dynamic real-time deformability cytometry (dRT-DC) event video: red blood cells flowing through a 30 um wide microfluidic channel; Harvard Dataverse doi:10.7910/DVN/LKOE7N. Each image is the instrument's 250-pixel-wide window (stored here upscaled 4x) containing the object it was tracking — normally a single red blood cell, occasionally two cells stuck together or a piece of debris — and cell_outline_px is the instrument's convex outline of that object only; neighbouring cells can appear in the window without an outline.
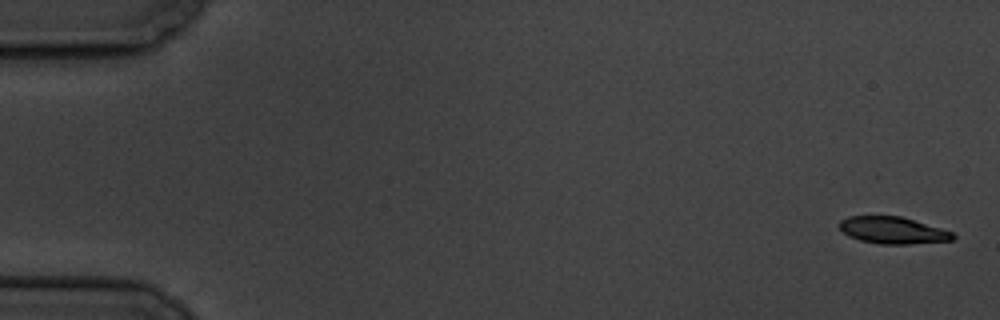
{"species": "common noctule bat (a hibernating species)", "species_latin": "Nyctalus noctula", "temperature_condition": "cold", "stored_images_in_passage": 6, "camera_frame_rate_fps": 3000, "um_per_image_px": 0.085, "animal": {"sex": "male", "body_mass_g": 19.5, "forearm_length_mm": 54.6}, "frame": {"image": 1, "passage_image": 1, "time_ms": 0.0, "image_size_px": [1000, 320], "cell_outline_px": [[956, 236], [952, 240], [908, 244], [880, 244], [860, 240], [848, 236], [836, 224], [840, 220], [848, 216], [900, 216], [940, 228], [952, 232]], "centroid_in_image_um": [75.84, 19.57], "position_along_channel_um": 9.2, "area_um2": 17.69}}
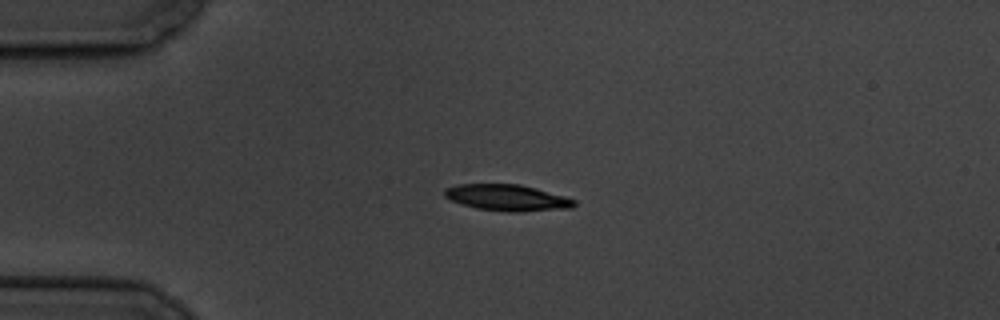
{"frame": {"image": 2, "passage_image": 5, "time_ms": 4.333, "image_size_px": [1000, 320], "cell_outline_px": [[576, 204], [572, 208], [520, 212], [508, 212], [476, 208], [452, 200], [444, 196], [444, 188], [456, 184], [520, 184], [536, 188], [564, 196], [576, 200]], "centroid_in_image_um": [43.12, 16.8], "position_along_channel_um": 41.9, "area_um2": 19.88}}